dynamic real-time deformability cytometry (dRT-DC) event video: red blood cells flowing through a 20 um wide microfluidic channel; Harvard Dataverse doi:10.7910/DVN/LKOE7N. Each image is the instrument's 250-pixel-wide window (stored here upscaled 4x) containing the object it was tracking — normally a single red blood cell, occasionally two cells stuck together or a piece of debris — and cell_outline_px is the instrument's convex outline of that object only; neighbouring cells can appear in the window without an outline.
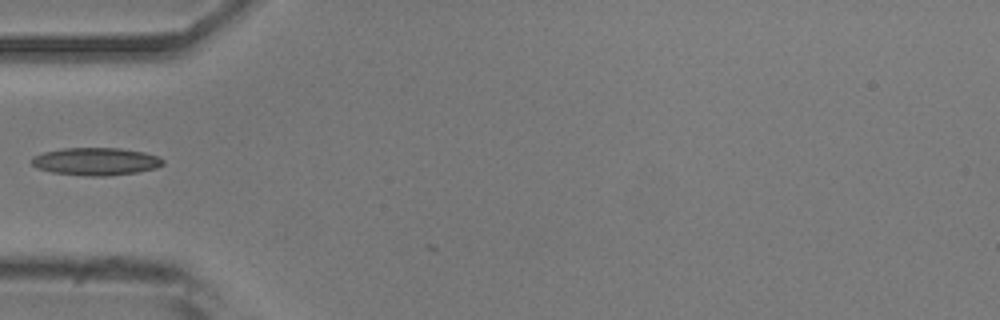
{"species": "common noctule bat (a hibernating species)", "species_latin": "Nyctalus noctula", "temperature_condition": "room temperature", "stored_images_in_passage": 10, "camera_frame_rate_fps": 3000, "um_per_image_px": 0.085, "animal": {"sex": "male", "body_mass_g": 20.5, "forearm_length_mm": 52.5}, "frame": {"image": 1, "passage_image": 1, "time_ms": 0.0, "image_size_px": [1000, 320], "cell_outline_px": [[164, 164], [156, 168], [136, 172], [108, 176], [88, 176], [52, 172], [36, 168], [28, 160], [32, 156], [44, 152], [64, 148], [120, 148], [144, 152], [156, 156], [164, 160]], "centroid_in_image_um": [8.11, 13.72], "position_along_channel_um": 76.9, "area_um2": 21.21}}
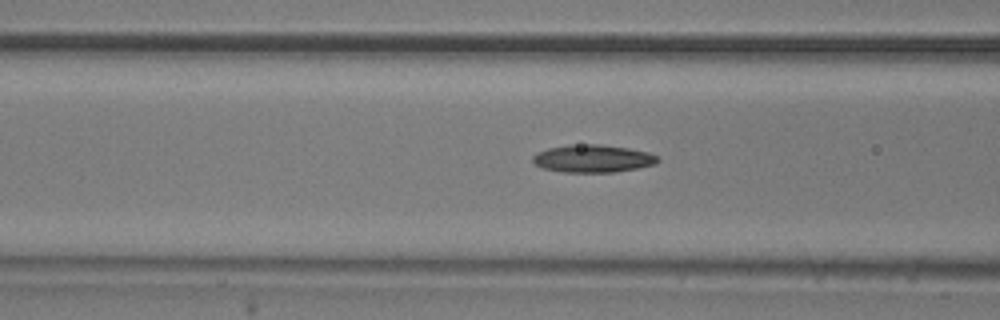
{"frame": {"image": 2, "passage_image": 4, "time_ms": 1.0, "image_size_px": [1000, 320], "cell_outline_px": [[660, 160], [656, 164], [616, 172], [564, 172], [544, 168], [536, 164], [532, 160], [532, 156], [536, 152], [548, 148], [568, 144], [600, 144], [628, 148], [648, 152], [656, 156]], "centroid_in_image_um": [50.38, 13.47], "position_along_channel_um": 116.2, "area_um2": 20.17}}
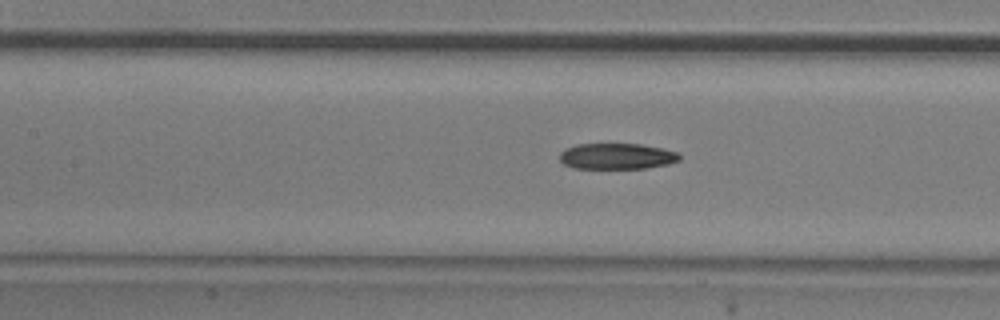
{"frame": {"image": 3, "passage_image": 7, "time_ms": 2.0, "image_size_px": [1000, 320], "cell_outline_px": [[680, 160], [668, 164], [644, 168], [576, 168], [564, 164], [560, 160], [560, 152], [564, 148], [576, 144], [640, 144], [664, 148], [680, 152]], "centroid_in_image_um": [52.45, 13.27], "position_along_channel_um": 154.9, "area_um2": 18.21}}